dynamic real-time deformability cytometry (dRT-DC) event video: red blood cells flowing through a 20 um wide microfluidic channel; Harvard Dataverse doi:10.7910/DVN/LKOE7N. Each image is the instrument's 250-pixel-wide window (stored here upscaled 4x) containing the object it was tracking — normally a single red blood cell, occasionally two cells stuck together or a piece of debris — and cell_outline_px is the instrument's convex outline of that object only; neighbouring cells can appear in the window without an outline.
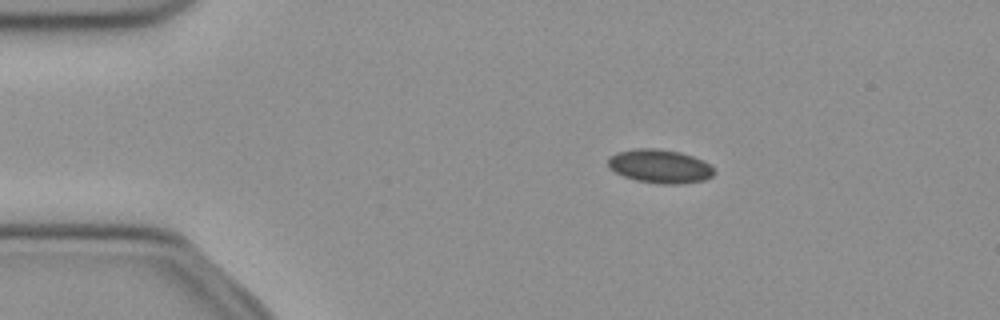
{"species": "common noctule bat (a hibernating species)", "species_latin": "Nyctalus noctula", "temperature_condition": "cold", "stored_images_in_passage": 51, "camera_frame_rate_fps": 3000, "um_per_image_px": 0.085, "animal": {"sex": "female", "body_mass_g": 21.9}, "frame": {"image": 1, "passage_image": 9, "time_ms": 2.667, "image_size_px": [1000, 320], "cell_outline_px": [[716, 172], [712, 176], [704, 180], [680, 184], [660, 184], [636, 180], [624, 176], [608, 168], [608, 156], [616, 152], [636, 148], [656, 148], [680, 152], [704, 160]], "centroid_in_image_um": [56.07, 14.13], "position_along_channel_um": 28.9, "area_um2": 20.92}}
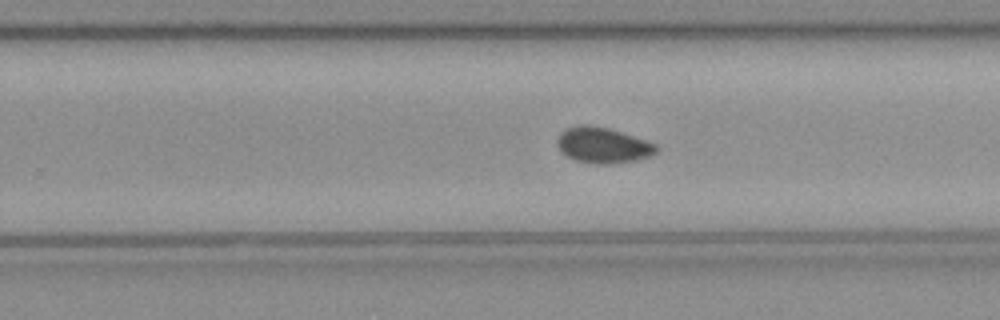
{"frame": {"image": 2, "passage_image": 32, "time_ms": 10.333, "image_size_px": [1000, 320], "cell_outline_px": [[656, 152], [648, 156], [636, 160], [612, 164], [596, 164], [576, 160], [568, 156], [556, 144], [556, 140], [560, 132], [564, 128], [576, 124], [588, 124], [608, 128], [656, 144]], "centroid_in_image_um": [51.18, 12.33], "position_along_channel_um": 278.6, "area_um2": 20.46}}
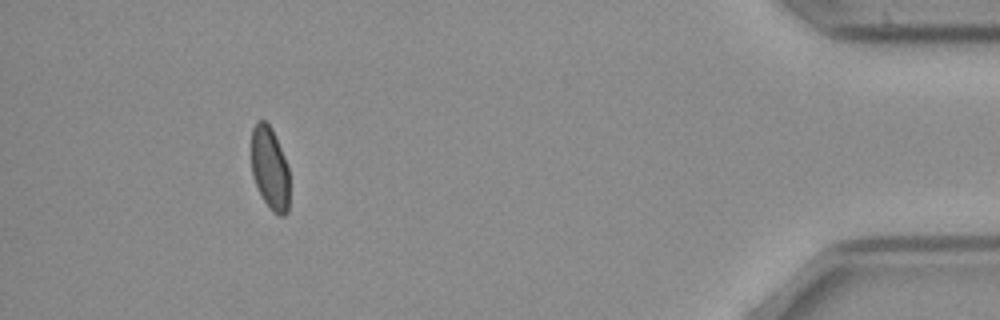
{"frame": {"image": 3, "passage_image": 47, "time_ms": 15.333, "image_size_px": [1000, 320], "cell_outline_px": [[288, 212], [284, 216], [280, 216], [272, 212], [264, 200], [252, 176], [252, 128], [256, 120], [264, 120], [272, 128], [276, 136], [288, 168]], "centroid_in_image_um": [22.93, 14.29], "position_along_channel_um": 412.3, "area_um2": 18.32}, "authors_computed_cell_mechanics": {"area_um2": 20.1144, "velocity_mm_per_s": 3.9759, "shape_relaxation_time_tau1_ms": null, "shape_relaxation_time_tau2_ms": 3.7139, "deformation_change_tau1": null, "deformation_change_tau2": 0.0504}}